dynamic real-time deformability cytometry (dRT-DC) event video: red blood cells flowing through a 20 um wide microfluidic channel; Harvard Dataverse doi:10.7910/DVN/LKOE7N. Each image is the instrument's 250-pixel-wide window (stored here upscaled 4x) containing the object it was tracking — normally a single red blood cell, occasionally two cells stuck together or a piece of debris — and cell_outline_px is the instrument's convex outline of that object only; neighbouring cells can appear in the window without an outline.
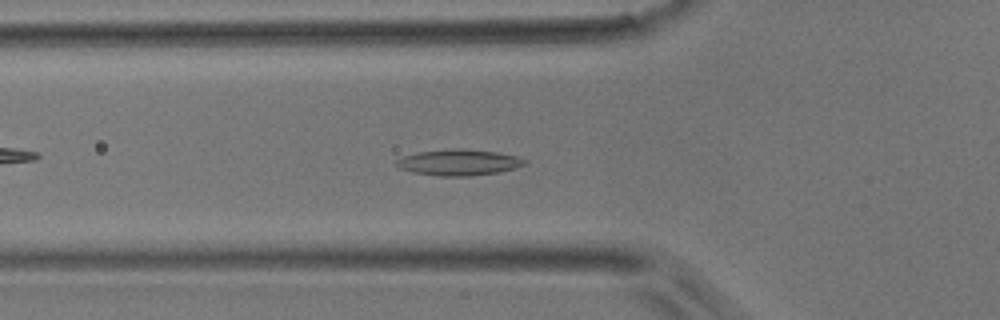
{"species": "common noctule bat (a hibernating species)", "species_latin": "Nyctalus noctula", "temperature_condition": "room temperature", "stored_images_in_passage": 36, "camera_frame_rate_fps": 3000, "um_per_image_px": 0.085, "animal": {"sex": "male", "body_mass_g": 17.9}, "frame": {"image": 1, "passage_image": 12, "time_ms": 3.667, "image_size_px": [1000, 320], "cell_outline_px": [[528, 160], [524, 164], [516, 168], [500, 172], [468, 176], [440, 176], [412, 172], [400, 168], [396, 164], [396, 160], [404, 156], [416, 152], [456, 148], [460, 148], [496, 152], [516, 156]], "centroid_in_image_um": [39.0, 13.8], "position_along_channel_um": 86.8, "area_um2": 19.42}}
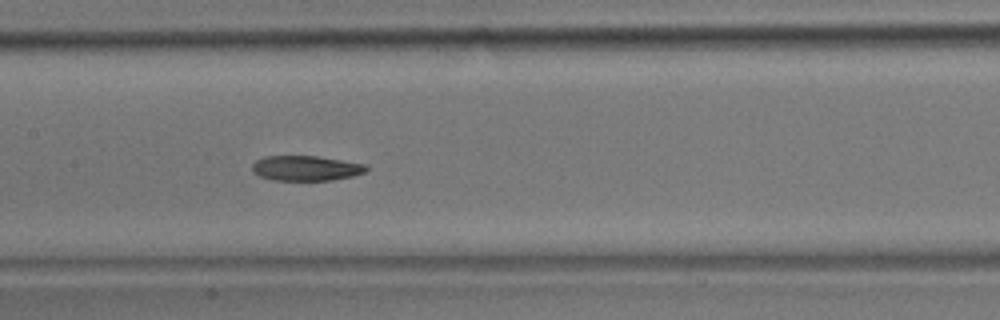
{"frame": {"image": 2, "passage_image": 19, "time_ms": 6.0, "image_size_px": [1000, 320], "cell_outline_px": [[368, 168], [364, 172], [352, 176], [332, 180], [272, 180], [260, 176], [252, 172], [252, 164], [256, 160], [264, 156], [316, 156], [364, 164]], "centroid_in_image_um": [25.95, 14.3], "position_along_channel_um": 181.5, "area_um2": 16.53}}
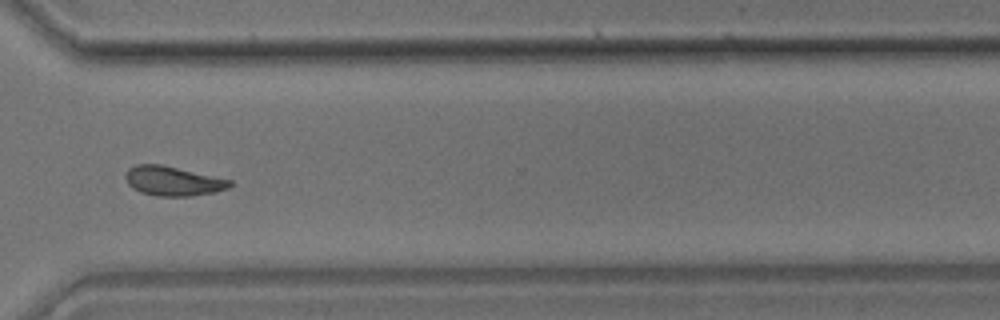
{"frame": {"image": 3, "passage_image": 32, "time_ms": 10.333, "image_size_px": [1000, 320], "cell_outline_px": [[232, 184], [228, 188], [212, 192], [188, 196], [160, 196], [140, 192], [132, 188], [128, 184], [124, 176], [128, 168], [136, 164], [160, 164], [232, 180]], "centroid_in_image_um": [14.65, 15.38], "position_along_channel_um": 355.9, "area_um2": 17.74}}